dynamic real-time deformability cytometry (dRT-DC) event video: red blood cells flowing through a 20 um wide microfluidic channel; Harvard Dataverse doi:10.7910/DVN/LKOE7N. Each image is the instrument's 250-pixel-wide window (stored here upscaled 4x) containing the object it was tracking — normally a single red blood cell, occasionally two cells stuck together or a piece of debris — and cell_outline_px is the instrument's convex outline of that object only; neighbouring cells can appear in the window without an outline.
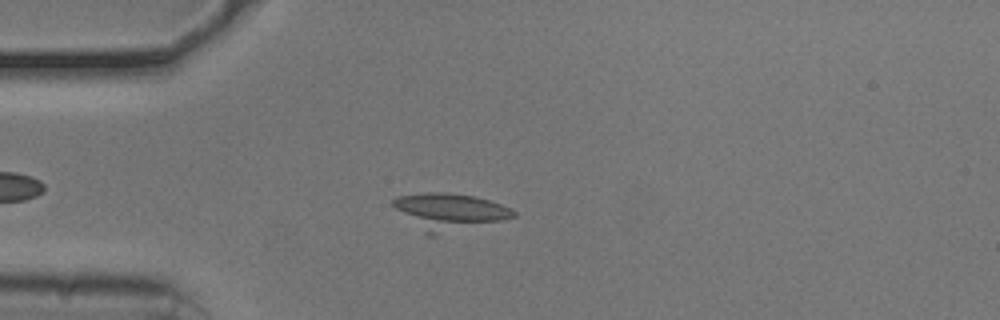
{"species": "common noctule bat (a hibernating species)", "species_latin": "Nyctalus noctula", "temperature_condition": "cold", "stored_images_in_passage": 42, "camera_frame_rate_fps": 3000, "um_per_image_px": 0.085, "animal": {"sex": "male", "body_mass_g": 20.5, "forearm_length_mm": 52.5}, "frame": {"image": 1, "passage_image": 9, "time_ms": 2.667, "image_size_px": [1000, 320], "cell_outline_px": [[516, 216], [436, 236], [428, 236], [396, 208], [392, 204], [392, 200], [396, 196], [428, 192], [448, 192], [476, 196], [512, 208], [516, 212]], "centroid_in_image_um": [38.2, 17.97], "position_along_channel_um": 46.8, "area_um2": 25.37}}
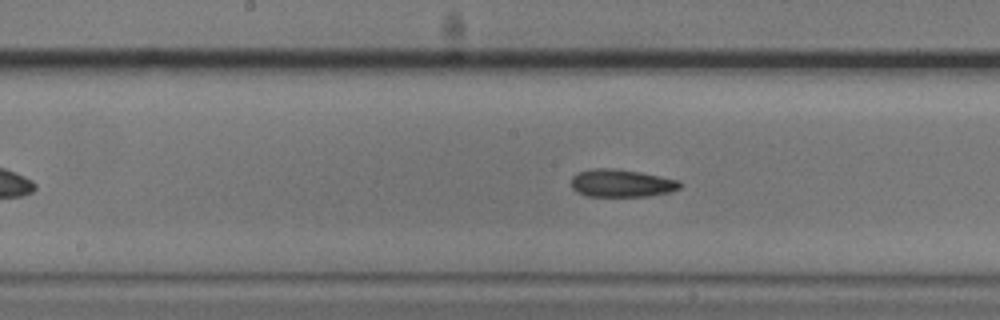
{"frame": {"image": 2, "passage_image": 22, "time_ms": 7.0, "image_size_px": [1000, 320], "cell_outline_px": [[684, 184], [680, 188], [672, 192], [648, 196], [588, 196], [576, 192], [572, 188], [572, 176], [580, 172], [596, 168], [612, 168], [640, 172], [680, 180]], "centroid_in_image_um": [52.88, 15.58], "position_along_channel_um": 195.3, "area_um2": 17.63}}
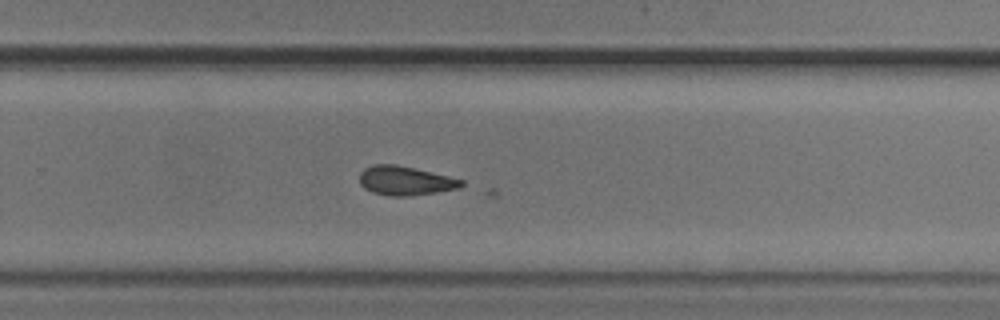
{"frame": {"image": 3, "passage_image": 30, "time_ms": 9.667, "image_size_px": [1000, 320], "cell_outline_px": [[464, 184], [460, 188], [436, 192], [408, 196], [392, 196], [372, 192], [364, 188], [360, 184], [360, 172], [364, 168], [372, 164], [396, 164], [448, 176], [464, 180]], "centroid_in_image_um": [34.43, 15.35], "position_along_channel_um": 295.4, "area_um2": 17.22}}